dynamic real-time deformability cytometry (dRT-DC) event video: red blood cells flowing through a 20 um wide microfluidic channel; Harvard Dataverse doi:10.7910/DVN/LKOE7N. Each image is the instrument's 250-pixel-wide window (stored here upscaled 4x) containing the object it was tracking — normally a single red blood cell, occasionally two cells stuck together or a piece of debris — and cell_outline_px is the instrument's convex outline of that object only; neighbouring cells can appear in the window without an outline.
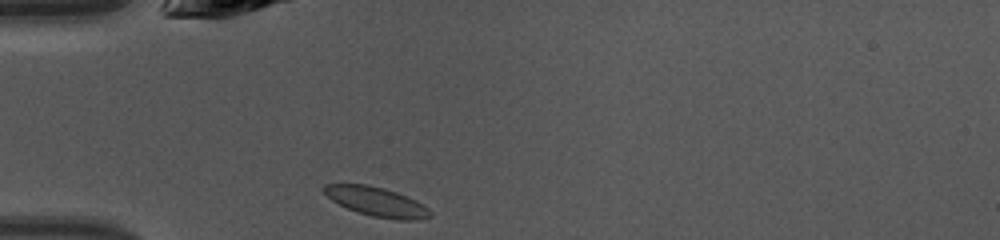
{"species": "common noctule bat (a hibernating species)", "species_latin": "Nyctalus noctula", "temperature_condition": "warm", "stored_images_in_passage": 34, "camera_frame_rate_fps": 3000, "um_per_image_px": 0.085, "animal": {"sex": "female", "body_mass_g": 10.0, "forearm_length_mm": 53.1}, "frame": {"image": 1, "passage_image": 1, "time_ms": 0.0, "image_size_px": [1000, 240], "cell_outline_px": [[432, 216], [416, 220], [396, 220], [372, 216], [356, 212], [332, 200], [324, 192], [324, 184], [368, 184], [384, 188], [396, 192], [416, 200], [428, 208], [432, 212]], "centroid_in_image_um": [32.04, 17.15], "position_along_channel_um": 53.0, "area_um2": 18.03}}
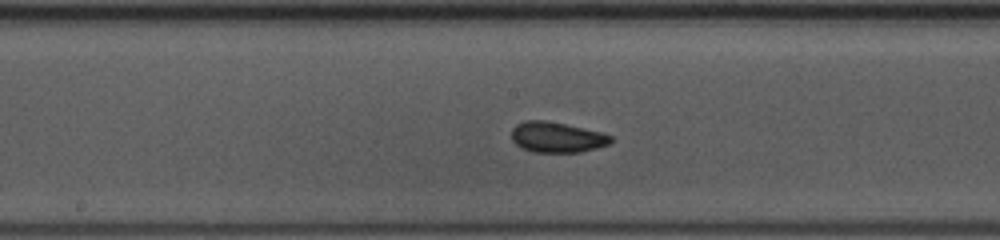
{"frame": {"image": 2, "passage_image": 12, "time_ms": 3.667, "image_size_px": [1000, 240], "cell_outline_px": [[612, 140], [608, 144], [596, 148], [580, 152], [532, 152], [516, 144], [512, 140], [512, 128], [516, 124], [524, 120], [544, 120], [564, 124], [600, 132], [612, 136]], "centroid_in_image_um": [47.3, 11.66], "position_along_channel_um": 200.9, "area_um2": 17.46}}
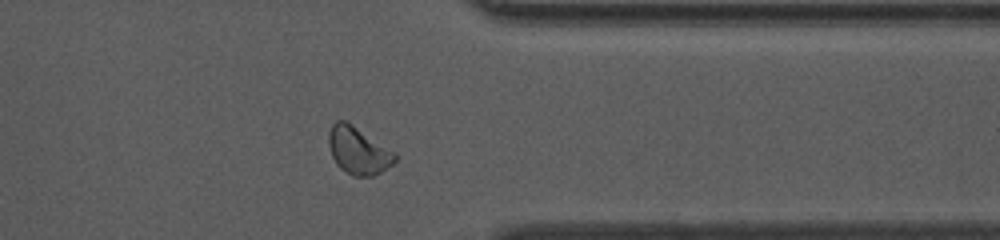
{"frame": {"image": 3, "passage_image": 25, "time_ms": 8.0, "image_size_px": [1000, 240], "cell_outline_px": [[396, 160], [392, 164], [380, 172], [372, 176], [352, 176], [340, 168], [336, 164], [332, 156], [328, 144], [328, 132], [332, 124], [336, 120], [344, 120], [396, 152]], "centroid_in_image_um": [30.43, 12.8], "position_along_channel_um": 381.0, "area_um2": 18.15}, "authors_computed_cell_mechanics": {"area_um2": 17.34, "velocity_mm_per_s": 4.265, "shape_relaxation_time_tau1_ms": 1.8234, "shape_relaxation_time_tau2_ms": 1.649, "deformation_change_tau1": 0.0821, "deformation_change_tau2": 0.0595}}